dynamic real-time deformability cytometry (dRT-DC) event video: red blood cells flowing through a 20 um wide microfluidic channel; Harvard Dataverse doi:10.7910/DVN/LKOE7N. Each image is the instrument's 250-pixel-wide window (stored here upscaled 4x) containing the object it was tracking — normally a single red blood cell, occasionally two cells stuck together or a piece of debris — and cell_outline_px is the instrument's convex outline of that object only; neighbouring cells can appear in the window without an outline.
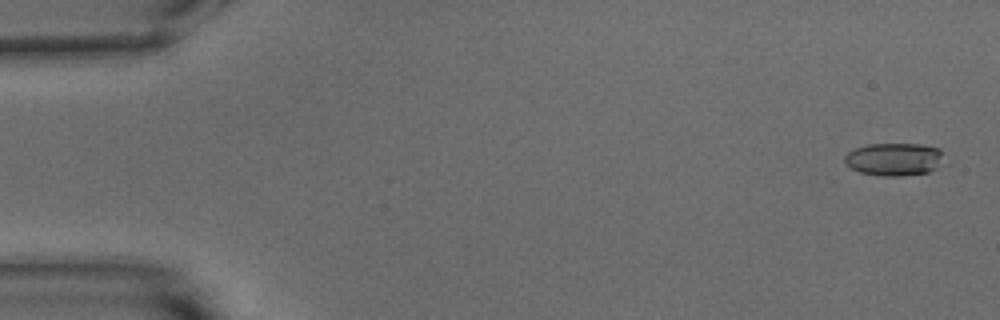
{"species": "common noctule bat (a hibernating species)", "species_latin": "Nyctalus noctula", "temperature_condition": "warm", "stored_images_in_passage": 54, "camera_frame_rate_fps": 3000, "um_per_image_px": 0.085, "animal": {"sex": "male", "body_mass_g": 15.6}, "frame": {"image": 1, "passage_image": 2, "time_ms": 0.333, "image_size_px": [1000, 320], "cell_outline_px": [[944, 164], [928, 172], [900, 176], [880, 176], [860, 172], [852, 168], [844, 160], [844, 156], [848, 152], [856, 148], [868, 144], [920, 144], [940, 148], [944, 160]], "centroid_in_image_um": [76.05, 13.53], "position_along_channel_um": 9.0, "area_um2": 19.07}}
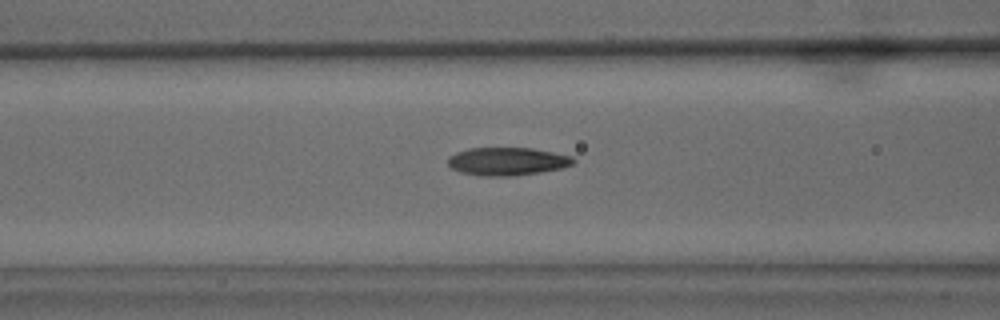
{"frame": {"image": 2, "passage_image": 22, "time_ms": 7.0, "image_size_px": [1000, 320], "cell_outline_px": [[576, 160], [572, 164], [560, 168], [540, 172], [516, 176], [480, 176], [460, 172], [452, 168], [448, 164], [448, 156], [456, 152], [468, 148], [532, 148], [572, 156]], "centroid_in_image_um": [43.09, 13.72], "position_along_channel_um": 123.5, "area_um2": 20.52}}
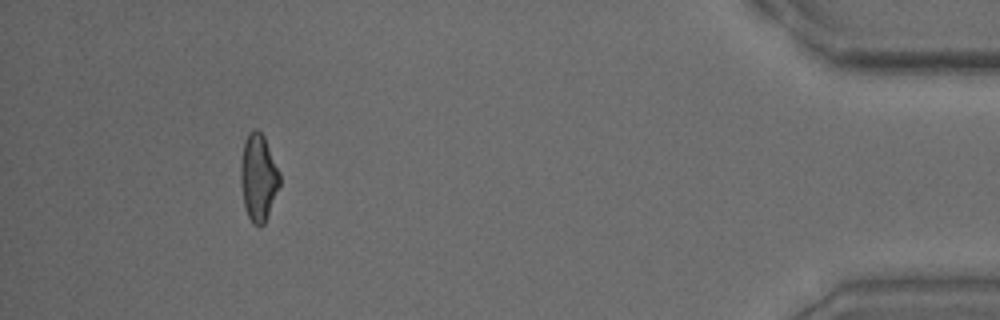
{"frame": {"image": 3, "passage_image": 50, "time_ms": 16.333, "image_size_px": [1000, 320], "cell_outline_px": [[280, 184], [264, 224], [260, 228], [252, 224], [248, 216], [244, 204], [240, 180], [240, 164], [244, 140], [248, 132], [256, 128], [264, 136], [280, 172]], "centroid_in_image_um": [21.95, 15.08], "position_along_channel_um": 413.2, "area_um2": 19.88}, "authors_computed_cell_mechanics": {"area_um2": 19.7387, "velocity_mm_per_s": 3.7723, "shape_relaxation_time_tau1_ms": 7.2503, "shape_relaxation_time_tau2_ms": 2.2666, "deformation_change_tau1": 0.2366, "deformation_change_tau2": 0.109}}